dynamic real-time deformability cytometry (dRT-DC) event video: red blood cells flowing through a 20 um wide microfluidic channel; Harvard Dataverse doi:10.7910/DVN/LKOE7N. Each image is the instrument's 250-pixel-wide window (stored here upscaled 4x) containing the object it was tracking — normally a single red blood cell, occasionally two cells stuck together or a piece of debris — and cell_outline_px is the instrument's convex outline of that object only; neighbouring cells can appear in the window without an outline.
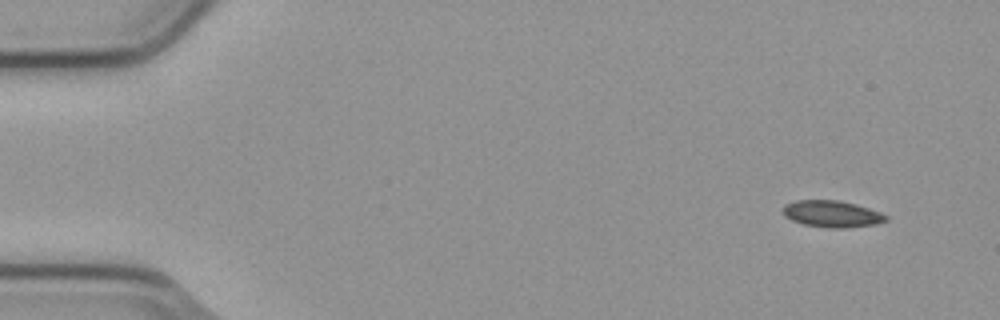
{"species": "common noctule bat (a hibernating species)", "species_latin": "Nyctalus noctula", "temperature_condition": "cold", "stored_images_in_passage": 7, "camera_frame_rate_fps": 3000, "um_per_image_px": 0.085, "animal": {"sex": "male", "body_mass_g": 23.1, "forearm_length_mm": 52.7}, "frame": {"image": 1, "passage_image": 1, "time_ms": 0.0, "image_size_px": [1000, 320], "cell_outline_px": [[888, 220], [876, 224], [844, 228], [832, 228], [804, 224], [792, 220], [784, 216], [784, 204], [796, 200], [840, 200], [856, 204], [880, 212], [888, 216]], "centroid_in_image_um": [70.73, 18.17], "position_along_channel_um": 14.3, "area_um2": 15.95}}
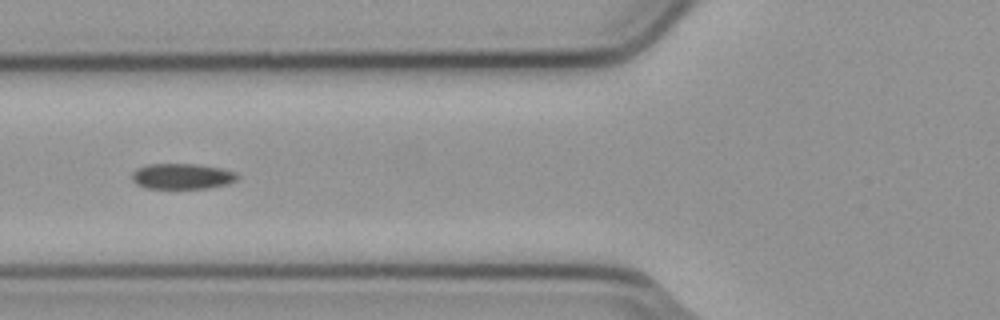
{"frame": {"image": 2, "passage_image": 6, "time_ms": 1.667, "image_size_px": [1000, 320], "cell_outline_px": [[240, 176], [236, 180], [228, 184], [208, 188], [144, 188], [136, 184], [132, 180], [132, 172], [136, 168], [148, 164], [196, 164], [224, 168], [236, 172]], "centroid_in_image_um": [15.49, 14.98], "position_along_channel_um": 110.3, "area_um2": 15.95}}
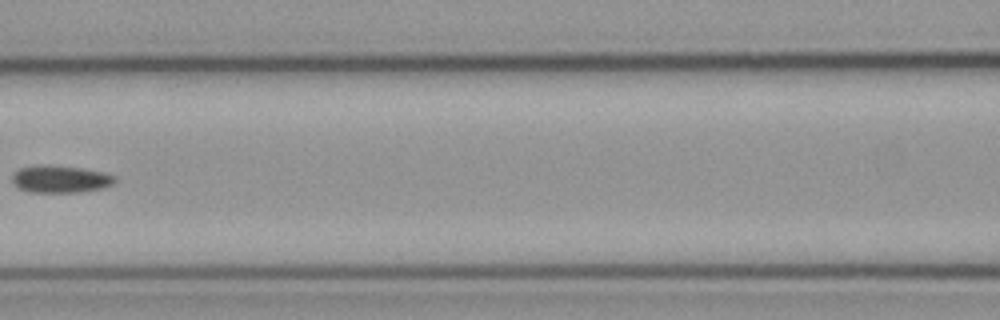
{"frame": {"image": 3, "passage_image": 7, "time_ms": 2.0, "image_size_px": [1000, 320], "cell_outline_px": [[116, 180], [112, 184], [104, 188], [76, 192], [32, 192], [20, 188], [12, 184], [12, 172], [20, 168], [36, 164], [80, 168], [104, 172], [116, 176]], "centroid_in_image_um": [5.11, 15.22], "position_along_channel_um": 161.5, "area_um2": 16.36}}